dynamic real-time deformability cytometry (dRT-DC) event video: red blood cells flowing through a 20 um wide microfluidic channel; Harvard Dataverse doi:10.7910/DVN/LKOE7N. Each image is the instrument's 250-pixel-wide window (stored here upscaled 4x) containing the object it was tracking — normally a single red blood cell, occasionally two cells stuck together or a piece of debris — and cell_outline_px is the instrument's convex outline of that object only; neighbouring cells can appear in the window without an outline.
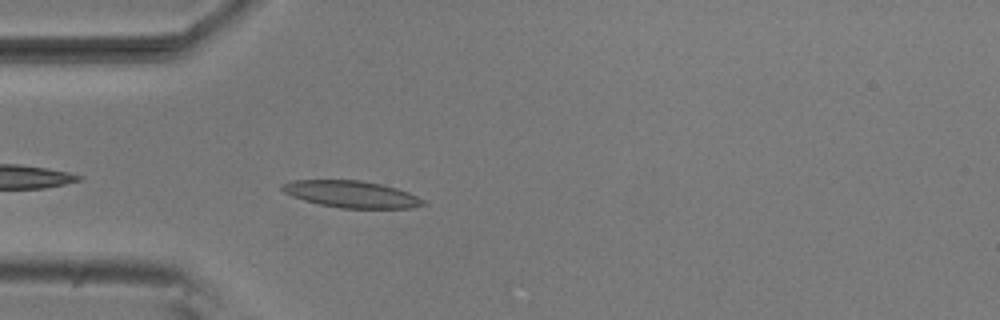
{"species": "common noctule bat (a hibernating species)", "species_latin": "Nyctalus noctula", "temperature_condition": "room temperature", "stored_images_in_passage": 4, "camera_frame_rate_fps": 3000, "um_per_image_px": 0.085, "animal": {"sex": "male", "body_mass_g": 20.5, "forearm_length_mm": 52.5}, "frame": {"image": 1, "passage_image": 4, "time_ms": 1.0, "image_size_px": [1000, 320], "cell_outline_px": [[428, 204], [412, 208], [340, 208], [320, 204], [304, 200], [292, 196], [284, 192], [280, 188], [280, 184], [292, 180], [360, 180], [380, 184], [396, 188], [408, 192], [424, 200]], "centroid_in_image_um": [29.86, 16.5], "position_along_channel_um": 55.1, "area_um2": 22.02}}